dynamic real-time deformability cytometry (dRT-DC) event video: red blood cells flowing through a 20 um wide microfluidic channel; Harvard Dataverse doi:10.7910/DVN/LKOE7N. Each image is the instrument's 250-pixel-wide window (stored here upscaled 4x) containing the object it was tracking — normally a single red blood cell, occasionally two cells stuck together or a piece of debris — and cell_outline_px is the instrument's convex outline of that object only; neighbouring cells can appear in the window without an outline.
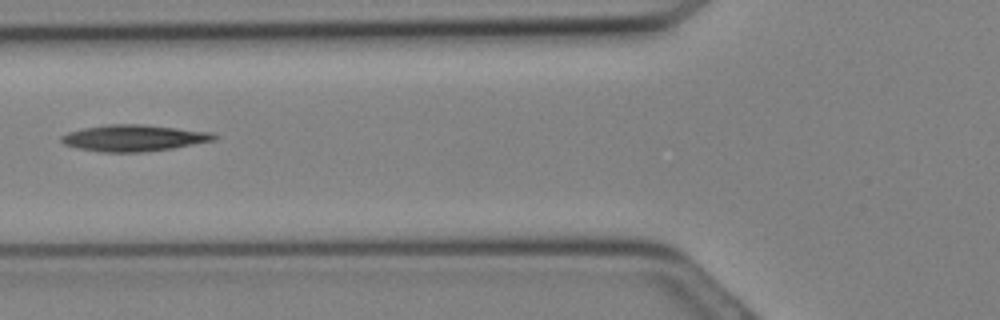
{"species": "Egyptian fruit bat (a non-hibernating species)", "species_latin": "Rousettus aegyptiacus", "temperature_condition": "cold", "stored_images_in_passage": 9, "camera_frame_rate_fps": 3000, "um_per_image_px": 0.085, "animal": {"sex": "female"}, "frame": {"image": 1, "passage_image": 6, "time_ms": 1.667, "image_size_px": [1000, 320], "cell_outline_px": [[220, 136], [216, 140], [172, 148], [144, 152], [100, 152], [76, 148], [64, 144], [60, 140], [60, 136], [68, 132], [84, 128], [108, 124], [140, 124], [212, 132]], "centroid_in_image_um": [11.37, 11.73], "position_along_channel_um": 114.4, "area_um2": 23.58}}
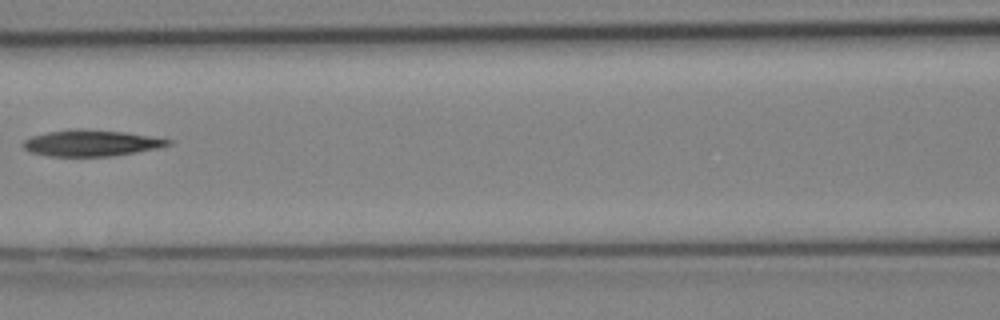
{"frame": {"image": 2, "passage_image": 8, "time_ms": 2.333, "image_size_px": [1000, 320], "cell_outline_px": [[172, 144], [156, 148], [136, 152], [112, 156], [48, 156], [32, 152], [24, 148], [20, 144], [24, 140], [32, 136], [48, 132], [124, 132], [172, 140]], "centroid_in_image_um": [7.75, 12.21], "position_along_channel_um": 158.8, "area_um2": 20.87}}